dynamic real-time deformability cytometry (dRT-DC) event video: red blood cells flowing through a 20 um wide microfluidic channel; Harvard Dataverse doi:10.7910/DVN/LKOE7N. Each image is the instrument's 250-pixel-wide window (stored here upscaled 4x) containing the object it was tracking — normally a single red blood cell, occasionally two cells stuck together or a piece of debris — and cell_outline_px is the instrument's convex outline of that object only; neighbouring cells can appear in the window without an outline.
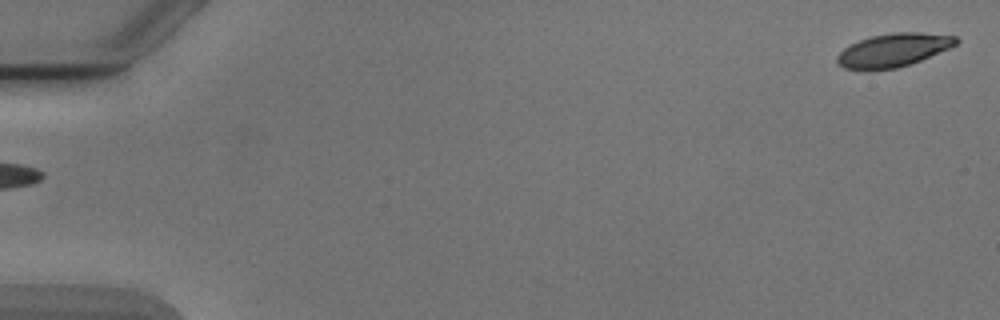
{"species": "Egyptian fruit bat (a non-hibernating species)", "species_latin": "Rousettus aegyptiacus", "temperature_condition": "cold", "stored_images_in_passage": 5, "segment_of_instrument_passage": [2, 2], "camera_frame_rate_fps": 3000, "um_per_image_px": 0.085, "animal": {"sex": "male"}, "frame": {"image": 1, "passage_image": 5, "time_ms": 5.667, "image_size_px": [1000, 320], "cell_outline_px": [[960, 40], [956, 44], [948, 48], [920, 60], [896, 68], [868, 72], [844, 68], [836, 64], [836, 56], [844, 48], [860, 40], [872, 36], [896, 32], [920, 32], [956, 36]], "centroid_in_image_um": [75.87, 4.29], "position_along_channel_um": 9.1, "area_um2": 23.24}}